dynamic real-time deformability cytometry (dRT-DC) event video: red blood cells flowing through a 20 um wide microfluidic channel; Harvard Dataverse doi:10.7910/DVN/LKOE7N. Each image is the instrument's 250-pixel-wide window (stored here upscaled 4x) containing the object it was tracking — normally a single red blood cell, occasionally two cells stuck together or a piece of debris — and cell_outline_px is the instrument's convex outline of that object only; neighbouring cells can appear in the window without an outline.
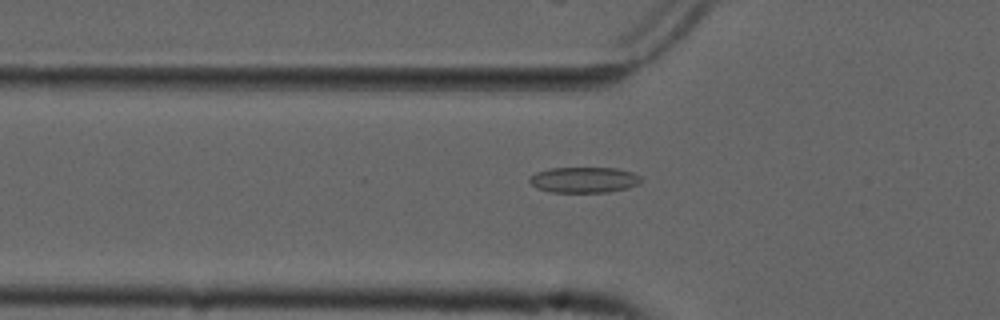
{"species": "common noctule bat (a hibernating species)", "species_latin": "Nyctalus noctula", "temperature_condition": "cold", "stored_images_in_passage": 55, "camera_frame_rate_fps": 3000, "um_per_image_px": 0.085, "animal": {"sex": "male", "forearm_length_mm": 52.5}, "frame": {"image": 1, "passage_image": 19, "time_ms": 6.0, "image_size_px": [1000, 320], "cell_outline_px": [[640, 180], [636, 184], [628, 188], [608, 192], [552, 192], [536, 188], [528, 180], [536, 172], [552, 168], [616, 168], [632, 172], [640, 176]], "centroid_in_image_um": [49.63, 15.29], "position_along_channel_um": 76.2, "area_um2": 16.53}}
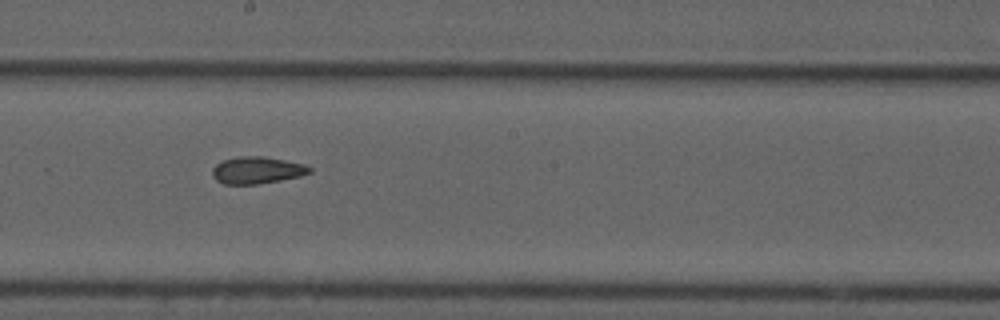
{"frame": {"image": 2, "passage_image": 31, "time_ms": 10.0, "image_size_px": [1000, 320], "cell_outline_px": [[312, 172], [300, 176], [280, 180], [256, 184], [224, 184], [216, 180], [212, 176], [212, 168], [216, 164], [224, 160], [240, 156], [264, 156], [304, 164], [312, 168]], "centroid_in_image_um": [21.84, 14.46], "position_along_channel_um": 226.4, "area_um2": 15.26}}
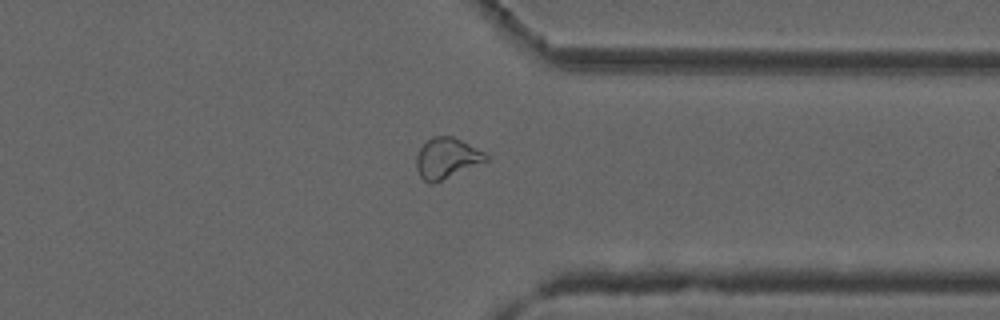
{"frame": {"image": 3, "passage_image": 43, "time_ms": 14.0, "image_size_px": [1000, 320], "cell_outline_px": [[488, 160], [432, 184], [428, 184], [420, 176], [416, 168], [416, 156], [420, 148], [432, 136], [452, 136], [484, 152], [488, 156]], "centroid_in_image_um": [37.94, 13.45], "position_along_channel_um": 373.5, "area_um2": 16.18}, "authors_computed_cell_mechanics": {"area_um2": 16.8776, "velocity_mm_per_s": 3.7385, "shape_relaxation_time_tau1_ms": null, "shape_relaxation_time_tau2_ms": 3.1022, "deformation_change_tau1": null, "deformation_change_tau2": 0.1015}}